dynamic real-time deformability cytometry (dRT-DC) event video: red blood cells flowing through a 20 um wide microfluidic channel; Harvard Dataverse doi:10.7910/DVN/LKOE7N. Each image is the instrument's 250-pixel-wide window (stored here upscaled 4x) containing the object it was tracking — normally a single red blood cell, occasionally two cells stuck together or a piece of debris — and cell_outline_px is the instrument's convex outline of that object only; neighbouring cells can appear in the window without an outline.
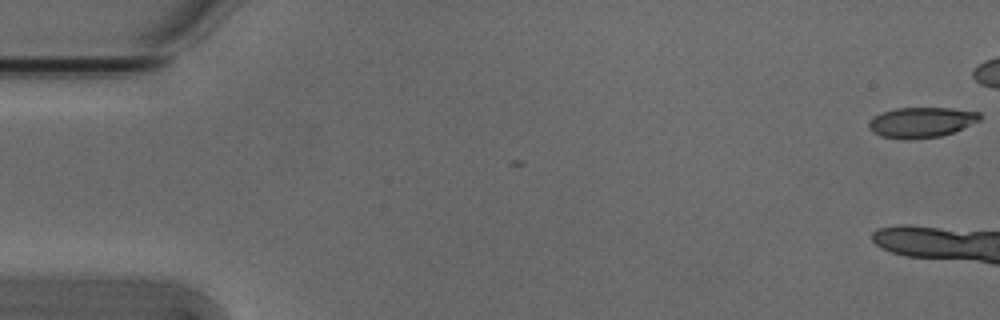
{"species": "Egyptian fruit bat (a non-hibernating species)", "species_latin": "Rousettus aegyptiacus", "temperature_condition": "cold", "stored_images_in_passage": 3, "camera_frame_rate_fps": 3000, "um_per_image_px": 0.085, "animal": {"sex": "male"}, "frame": {"image": 1, "passage_image": 1, "time_ms": 0.0, "image_size_px": [1000, 320], "cell_outline_px": [[980, 120], [952, 132], [940, 136], [908, 140], [904, 140], [880, 136], [872, 132], [868, 128], [868, 124], [876, 116], [884, 112], [896, 108], [952, 108], [980, 112]], "centroid_in_image_um": [78.3, 10.41], "position_along_channel_um": 6.7, "area_um2": 19.48}}